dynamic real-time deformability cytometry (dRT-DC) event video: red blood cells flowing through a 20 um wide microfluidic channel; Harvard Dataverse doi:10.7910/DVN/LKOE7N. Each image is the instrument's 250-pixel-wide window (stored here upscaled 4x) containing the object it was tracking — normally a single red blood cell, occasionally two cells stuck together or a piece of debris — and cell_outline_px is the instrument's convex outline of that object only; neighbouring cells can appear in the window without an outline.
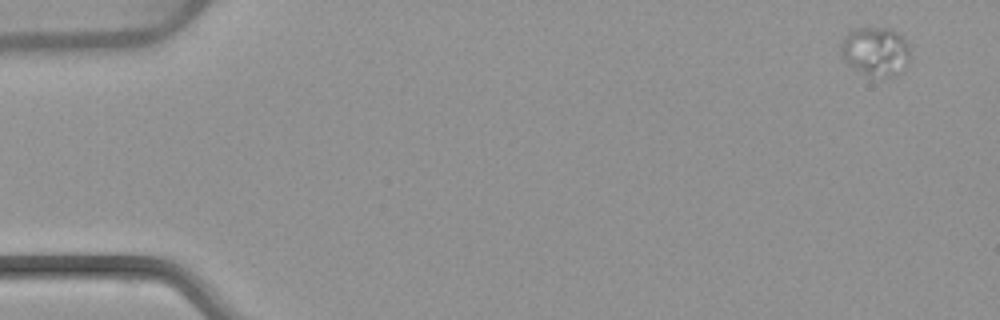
{"species": "common noctule bat (a hibernating species)", "species_latin": "Nyctalus noctula", "temperature_condition": "warm", "stored_images_in_passage": 4, "camera_frame_rate_fps": 3000, "um_per_image_px": 0.085, "animal": {"sex": "female", "body_mass_g": 22.7, "forearm_length_mm": 54.2}, "frame": {"image": 1, "passage_image": 1, "time_ms": 0.0, "image_size_px": [1000, 320], "cell_outline_px": [[908, 60], [904, 68], [896, 76], [888, 76], [864, 72], [848, 64], [840, 56], [840, 44], [844, 36], [852, 28], [888, 28], [896, 32], [908, 40]], "centroid_in_image_um": [74.4, 4.31], "position_along_channel_um": 10.6, "area_um2": 19.42}}
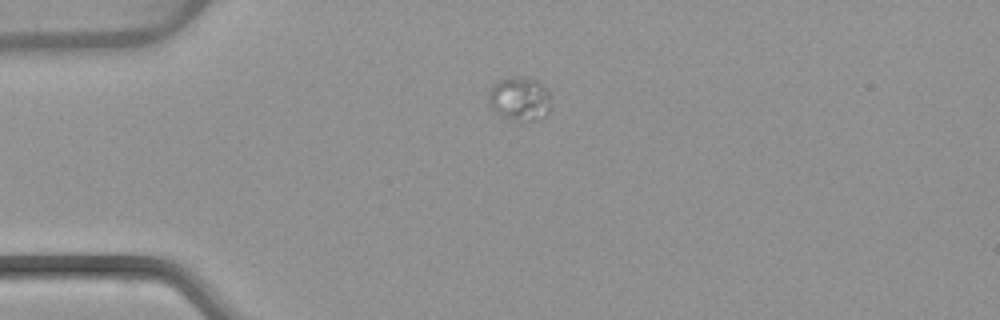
{"frame": {"image": 2, "passage_image": 4, "time_ms": 3.667, "image_size_px": [1000, 320], "cell_outline_px": [[552, 104], [548, 112], [540, 120], [524, 124], [520, 124], [488, 108], [488, 92], [492, 84], [508, 76], [516, 76], [536, 80], [544, 84], [548, 92]], "centroid_in_image_um": [44.17, 8.44], "position_along_channel_um": 40.8, "area_um2": 16.76}}